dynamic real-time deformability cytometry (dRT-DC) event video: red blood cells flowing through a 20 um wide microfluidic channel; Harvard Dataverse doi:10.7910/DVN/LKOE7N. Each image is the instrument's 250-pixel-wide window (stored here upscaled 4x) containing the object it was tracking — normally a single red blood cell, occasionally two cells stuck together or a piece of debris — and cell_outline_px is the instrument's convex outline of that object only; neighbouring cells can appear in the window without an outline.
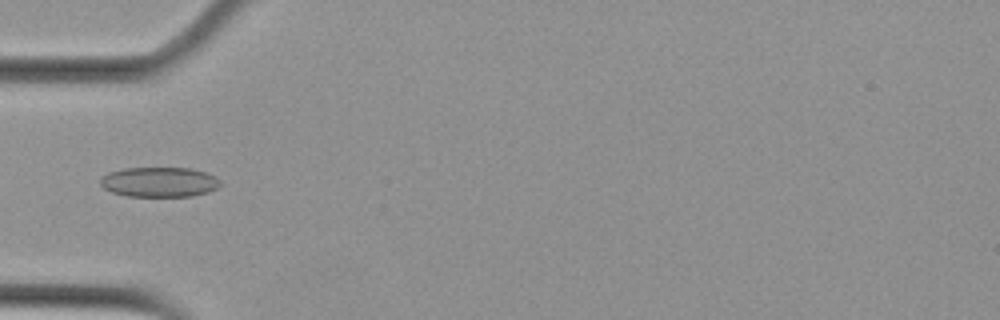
{"species": "Egyptian fruit bat (a non-hibernating species)", "species_latin": "Rousettus aegyptiacus", "temperature_condition": "cold", "stored_images_in_passage": 1, "camera_frame_rate_fps": 3000, "um_per_image_px": 0.085, "animal": {"sex": "female"}, "frame": {"image": 1, "passage_image": 1, "time_ms": 0.0, "image_size_px": [1000, 320], "cell_outline_px": [[220, 184], [216, 188], [208, 192], [192, 196], [128, 196], [112, 192], [104, 188], [100, 184], [100, 176], [108, 172], [124, 168], [192, 168], [216, 176], [220, 180]], "centroid_in_image_um": [13.52, 15.46], "position_along_channel_um": 71.5, "area_um2": 20.98}}